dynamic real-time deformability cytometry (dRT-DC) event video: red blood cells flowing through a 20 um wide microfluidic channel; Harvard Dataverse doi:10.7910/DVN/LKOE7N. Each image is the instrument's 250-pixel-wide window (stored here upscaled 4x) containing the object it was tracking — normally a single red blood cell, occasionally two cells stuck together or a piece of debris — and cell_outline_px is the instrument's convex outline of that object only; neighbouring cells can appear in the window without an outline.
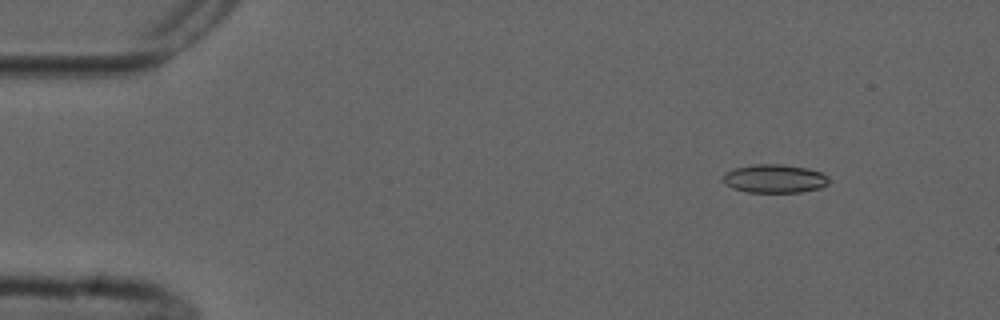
{"species": "common noctule bat (a hibernating species)", "species_latin": "Nyctalus noctula", "temperature_condition": "cold", "stored_images_in_passage": 4, "camera_frame_rate_fps": 3000, "um_per_image_px": 0.085, "animal": {"sex": "male", "forearm_length_mm": 52.5}, "frame": {"image": 1, "passage_image": 2, "time_ms": 1.0, "image_size_px": [1000, 320], "cell_outline_px": [[828, 184], [820, 188], [800, 192], [748, 192], [732, 188], [724, 184], [720, 180], [728, 172], [736, 168], [756, 164], [780, 164], [808, 168], [820, 172], [828, 176]], "centroid_in_image_um": [65.84, 15.19], "position_along_channel_um": 19.2, "area_um2": 17.51}}
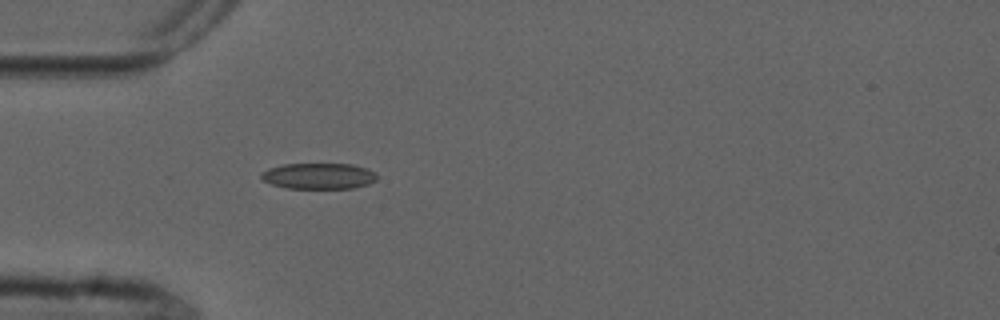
{"frame": {"image": 2, "passage_image": 4, "time_ms": 4.333, "image_size_px": [1000, 320], "cell_outline_px": [[376, 180], [368, 184], [352, 188], [288, 188], [272, 184], [264, 180], [260, 176], [260, 172], [268, 168], [284, 164], [352, 164], [368, 168], [376, 172]], "centroid_in_image_um": [27.1, 14.95], "position_along_channel_um": 57.9, "area_um2": 17.51}}